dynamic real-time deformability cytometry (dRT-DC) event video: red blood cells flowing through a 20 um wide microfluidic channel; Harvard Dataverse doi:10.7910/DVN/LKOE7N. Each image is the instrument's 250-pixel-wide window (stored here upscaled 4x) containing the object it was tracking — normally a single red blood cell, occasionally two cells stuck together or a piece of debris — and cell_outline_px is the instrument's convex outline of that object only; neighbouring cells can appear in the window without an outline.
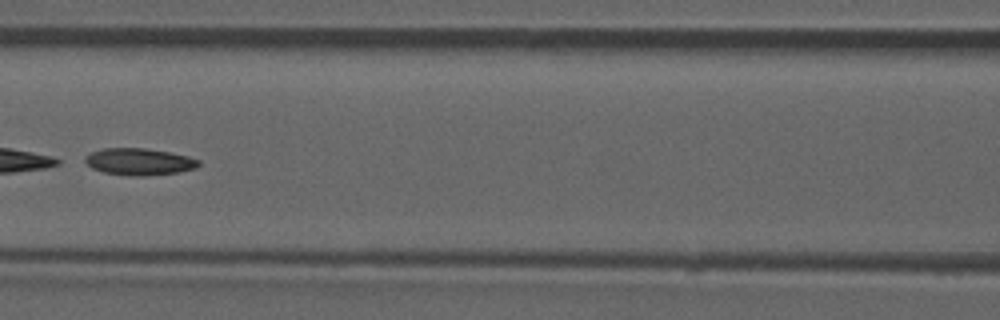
{"species": "common noctule bat (a hibernating species)", "species_latin": "Nyctalus noctula", "temperature_condition": "room temperature", "stored_images_in_passage": 8, "camera_frame_rate_fps": 3000, "um_per_image_px": 0.085, "animal": {"sex": "male", "forearm_length_mm": 52.5}, "frame": {"image": 1, "passage_image": 7, "time_ms": 7.0, "image_size_px": [1000, 320], "cell_outline_px": [[200, 164], [196, 168], [176, 172], [144, 176], [128, 176], [104, 172], [92, 168], [84, 160], [84, 156], [92, 152], [104, 148], [144, 148], [168, 152], [188, 156], [200, 160]], "centroid_in_image_um": [11.82, 13.74], "position_along_channel_um": 154.8, "area_um2": 17.69}}